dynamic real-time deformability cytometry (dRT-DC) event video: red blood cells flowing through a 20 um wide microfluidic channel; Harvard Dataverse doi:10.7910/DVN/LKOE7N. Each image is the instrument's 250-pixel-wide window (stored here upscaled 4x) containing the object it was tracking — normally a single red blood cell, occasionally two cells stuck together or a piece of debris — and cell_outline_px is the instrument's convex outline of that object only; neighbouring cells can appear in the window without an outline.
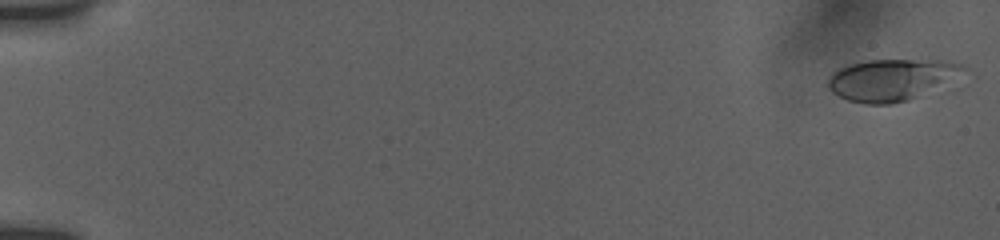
{"species": "human", "species_latin": "Homo sapiens", "temperature_condition": "room temperature", "stored_images_in_passage": 54, "camera_frame_rate_fps": 3000, "um_per_image_px": 0.085, "donor": {"sex": "female"}, "frame": {"image": 1, "passage_image": 1, "time_ms": 0.0, "image_size_px": [1000, 240], "cell_outline_px": [[968, 72], [908, 100], [892, 104], [864, 104], [848, 100], [832, 92], [828, 88], [828, 76], [832, 72], [848, 64], [868, 60], [952, 60], [964, 64], [968, 68]], "centroid_in_image_um": [75.79, 6.75], "position_along_channel_um": 9.2, "area_um2": 32.95}}
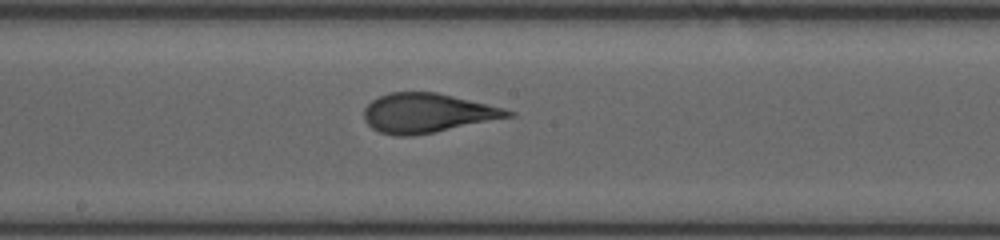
{"frame": {"image": 2, "passage_image": 31, "time_ms": 10.0, "image_size_px": [1000, 240], "cell_outline_px": [[516, 116], [412, 136], [396, 136], [380, 132], [372, 128], [364, 120], [364, 108], [372, 100], [380, 96], [392, 92], [436, 92], [504, 108], [516, 112]], "centroid_in_image_um": [36.33, 9.61], "position_along_channel_um": 211.9, "area_um2": 32.83}}
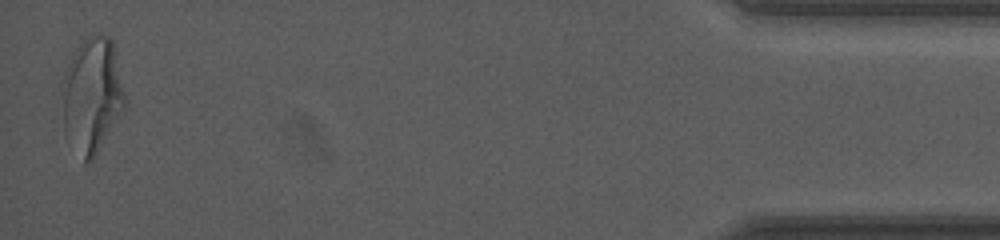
{"frame": {"image": 3, "passage_image": 54, "time_ms": 17.667, "image_size_px": [1000, 240], "cell_outline_px": [[128, 104], [124, 112], [92, 160], [84, 164], [64, 136], [56, 100], [60, 84], [64, 72], [72, 56], [80, 44], [92, 32], [108, 36], [112, 40]], "centroid_in_image_um": [7.75, 8.16], "position_along_channel_um": 427.5, "area_um2": 44.27}, "authors_computed_cell_mechanics": {"area_um2": 32.8304, "velocity_mm_per_s": 3.8212, "shape_relaxation_time_tau1_ms": 4.1865, "shape_relaxation_time_tau2_ms": 0.838, "deformation_change_tau1": 0.1898, "deformation_change_tau2": 0.0906}}